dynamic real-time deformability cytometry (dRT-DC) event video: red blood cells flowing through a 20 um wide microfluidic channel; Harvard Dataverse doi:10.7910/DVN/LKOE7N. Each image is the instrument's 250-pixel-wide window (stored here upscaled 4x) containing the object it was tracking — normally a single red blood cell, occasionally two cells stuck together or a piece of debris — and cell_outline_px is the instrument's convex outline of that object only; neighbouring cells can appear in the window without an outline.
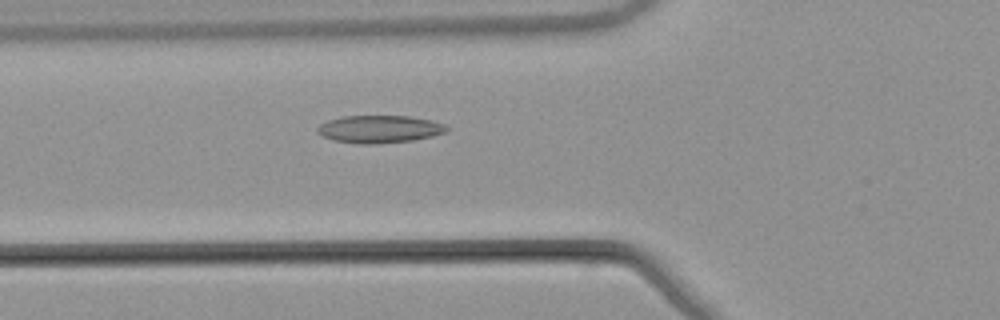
{"species": "common noctule bat (a hibernating species)", "species_latin": "Nyctalus noctula", "temperature_condition": "warm", "stored_images_in_passage": 53, "camera_frame_rate_fps": 3000, "um_per_image_px": 0.085, "animal": {"sex": "male", "body_mass_g": 21.5, "forearm_length_mm": 52.0}, "frame": {"image": 1, "passage_image": 20, "time_ms": 6.333, "image_size_px": [1000, 320], "cell_outline_px": [[448, 128], [444, 132], [432, 136], [412, 140], [376, 144], [356, 144], [332, 140], [316, 132], [316, 128], [320, 124], [328, 120], [344, 116], [408, 116], [432, 120], [444, 124]], "centroid_in_image_um": [32.21, 10.98], "position_along_channel_um": 93.6, "area_um2": 20.75}}
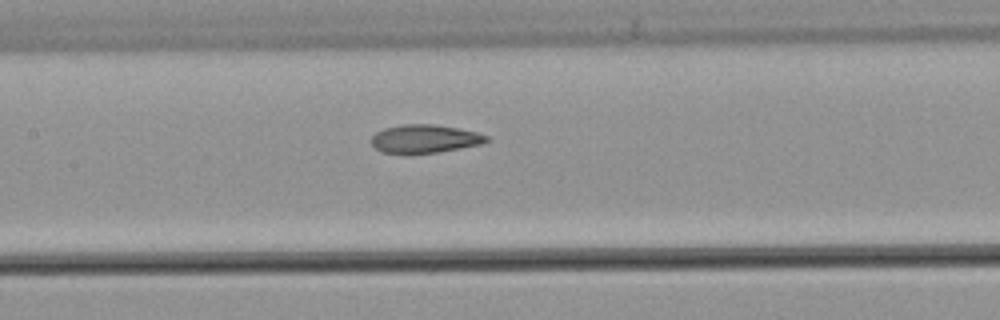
{"frame": {"image": 2, "passage_image": 26, "time_ms": 8.333, "image_size_px": [1000, 320], "cell_outline_px": [[488, 140], [480, 144], [460, 148], [436, 152], [380, 152], [372, 144], [372, 136], [376, 132], [384, 128], [404, 124], [436, 124], [460, 128], [476, 132], [488, 136]], "centroid_in_image_um": [36.11, 11.77], "position_along_channel_um": 171.3, "area_um2": 18.61}}
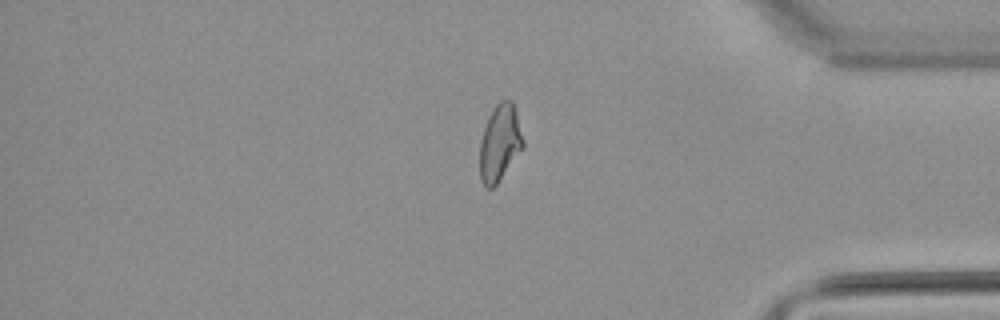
{"frame": {"image": 3, "passage_image": 45, "time_ms": 14.667, "image_size_px": [1000, 320], "cell_outline_px": [[524, 148], [496, 184], [492, 188], [484, 188], [480, 180], [480, 140], [488, 116], [492, 108], [500, 100], [512, 100], [516, 112], [524, 140]], "centroid_in_image_um": [42.48, 12.15], "position_along_channel_um": 392.7, "area_um2": 19.48}, "authors_computed_cell_mechanics": {"area_um2": 19.941, "velocity_mm_per_s": 3.8695, "shape_relaxation_time_tau1_ms": null, "shape_relaxation_time_tau2_ms": 2.0521, "deformation_change_tau1": null, "deformation_change_tau2": 0.0832}}